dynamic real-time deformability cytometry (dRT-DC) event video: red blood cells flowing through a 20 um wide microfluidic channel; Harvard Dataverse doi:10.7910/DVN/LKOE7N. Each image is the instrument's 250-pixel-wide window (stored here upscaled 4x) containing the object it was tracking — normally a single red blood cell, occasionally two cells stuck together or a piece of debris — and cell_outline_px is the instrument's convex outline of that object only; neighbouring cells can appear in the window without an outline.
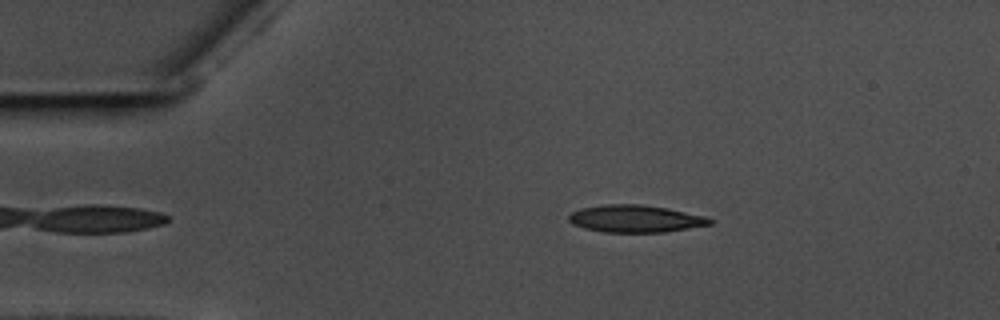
{"species": "common noctule bat (a hibernating species)", "species_latin": "Nyctalus noctula", "temperature_condition": "warm", "stored_images_in_passage": 48, "camera_frame_rate_fps": 3000, "um_per_image_px": 0.085, "animal": {"sex": "male", "body_mass_g": 17.5, "forearm_length_mm": 52.3}, "frame": {"image": 1, "passage_image": 10, "time_ms": 3.0, "image_size_px": [1000, 320], "cell_outline_px": [[712, 224], [664, 232], [604, 232], [584, 228], [572, 224], [568, 220], [568, 216], [572, 212], [580, 208], [604, 204], [640, 204], [668, 208], [708, 216], [712, 220]], "centroid_in_image_um": [54.01, 18.58], "position_along_channel_um": 31.0, "area_um2": 22.54}}
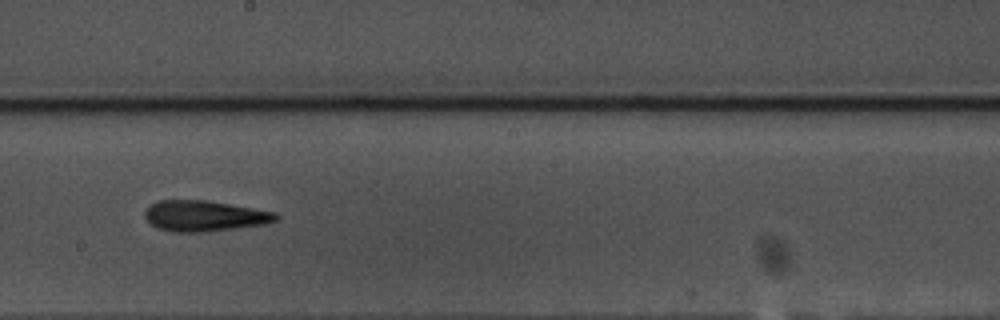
{"frame": {"image": 2, "passage_image": 31, "time_ms": 10.0, "image_size_px": [1000, 320], "cell_outline_px": [[280, 216], [276, 220], [264, 224], [208, 232], [172, 232], [156, 228], [144, 216], [144, 212], [156, 200], [208, 200], [276, 212]], "centroid_in_image_um": [17.37, 18.35], "position_along_channel_um": 230.8, "area_um2": 23.58}}
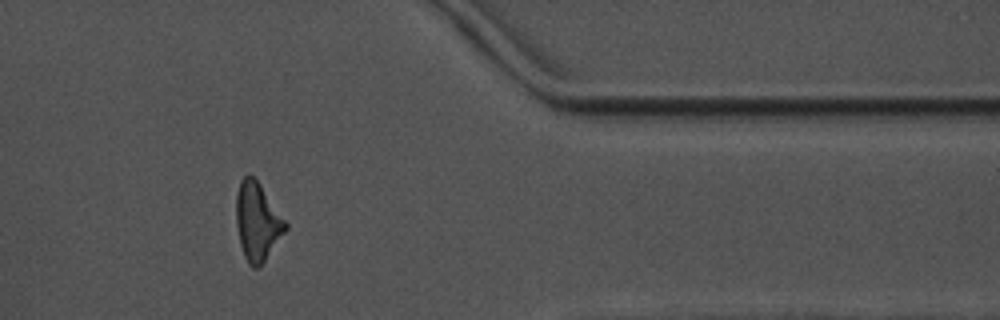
{"frame": {"image": 3, "passage_image": 46, "time_ms": 15.0, "image_size_px": [1000, 320], "cell_outline_px": [[288, 228], [260, 268], [252, 268], [248, 264], [244, 256], [240, 244], [236, 224], [236, 192], [240, 180], [248, 172], [260, 184], [288, 224]], "centroid_in_image_um": [21.86, 18.85], "position_along_channel_um": 389.5, "area_um2": 22.6}, "authors_computed_cell_mechanics": {"area_um2": 22.5709, "velocity_mm_per_s": 3.5775, "shape_relaxation_time_tau1_ms": 4.7881, "shape_relaxation_time_tau2_ms": 5.0544, "deformation_change_tau1": 0.1781, "deformation_change_tau2": 0.1804}}